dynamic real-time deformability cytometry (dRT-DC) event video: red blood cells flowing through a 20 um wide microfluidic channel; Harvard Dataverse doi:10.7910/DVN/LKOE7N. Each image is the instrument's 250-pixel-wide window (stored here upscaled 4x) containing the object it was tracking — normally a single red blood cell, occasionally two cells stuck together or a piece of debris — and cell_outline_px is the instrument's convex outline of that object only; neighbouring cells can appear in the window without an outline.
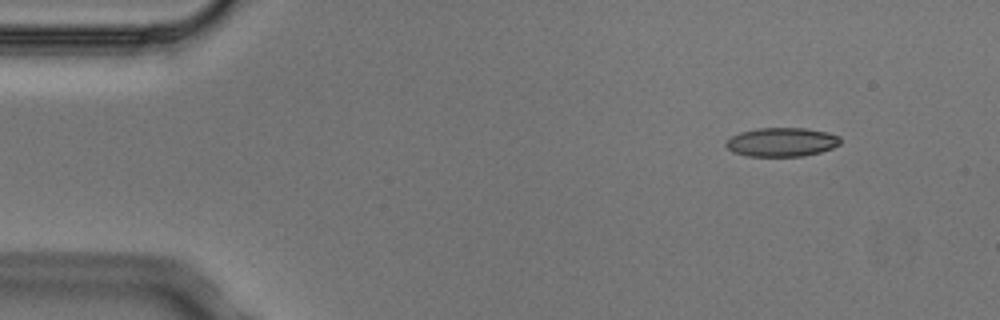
{"species": "Egyptian fruit bat (a non-hibernating species)", "species_latin": "Rousettus aegyptiacus", "temperature_condition": "cold", "stored_images_in_passage": 5, "camera_frame_rate_fps": 3000, "um_per_image_px": 0.085, "animal": {"sex": "male"}, "frame": {"image": 1, "passage_image": 2, "time_ms": 0.333, "image_size_px": [1000, 320], "cell_outline_px": [[840, 144], [832, 148], [820, 152], [804, 156], [748, 156], [732, 152], [724, 144], [732, 136], [740, 132], [756, 128], [804, 128], [828, 132], [840, 136]], "centroid_in_image_um": [66.45, 12.07], "position_along_channel_um": 18.6, "area_um2": 19.31}}
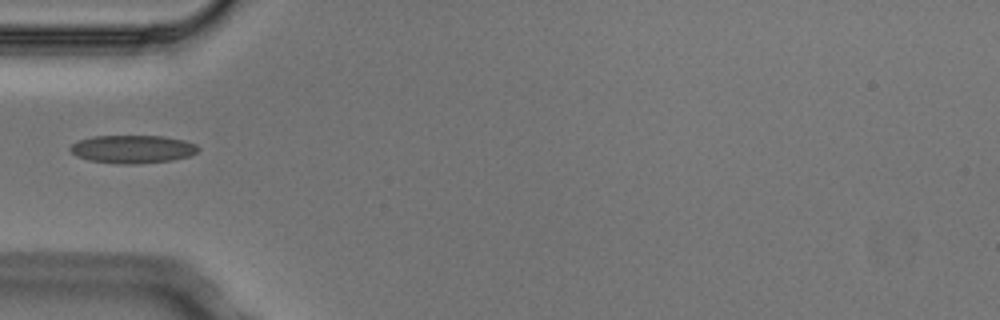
{"frame": {"image": 2, "passage_image": 5, "time_ms": 1.333, "image_size_px": [1000, 320], "cell_outline_px": [[200, 148], [196, 152], [188, 156], [172, 160], [136, 164], [116, 164], [88, 160], [76, 156], [68, 148], [72, 144], [80, 140], [92, 136], [164, 136], [184, 140], [196, 144]], "centroid_in_image_um": [11.26, 12.68], "position_along_channel_um": 73.7, "area_um2": 20.98}}